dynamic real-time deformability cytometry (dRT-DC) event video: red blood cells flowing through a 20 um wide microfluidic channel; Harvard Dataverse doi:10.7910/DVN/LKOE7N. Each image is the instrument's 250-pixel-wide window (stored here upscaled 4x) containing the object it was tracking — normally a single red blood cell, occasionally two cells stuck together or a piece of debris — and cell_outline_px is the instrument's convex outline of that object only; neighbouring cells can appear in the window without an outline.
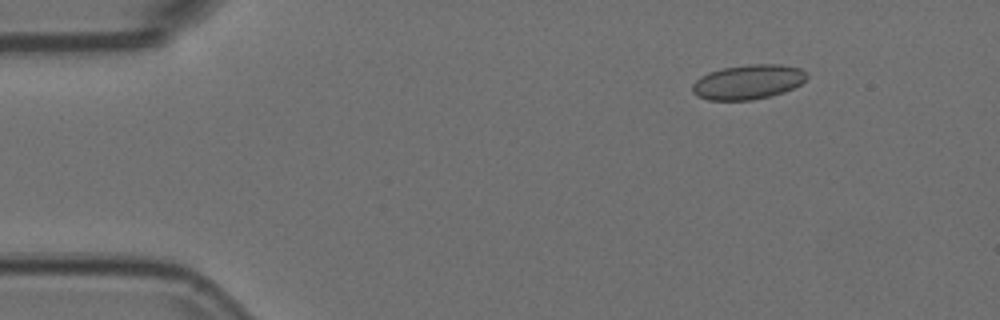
{"species": "Egyptian fruit bat (a non-hibernating species)", "species_latin": "Rousettus aegyptiacus", "temperature_condition": "room temperature", "stored_images_in_passage": 6, "segment_of_instrument_passage": [2, 2], "camera_frame_rate_fps": 3000, "um_per_image_px": 0.085, "animal": {"sex": "female"}, "frame": {"image": 1, "passage_image": 6, "time_ms": 1.667, "image_size_px": [1000, 320], "cell_outline_px": [[808, 76], [800, 84], [784, 92], [752, 100], [708, 100], [696, 96], [692, 92], [692, 84], [700, 76], [708, 72], [724, 68], [748, 64], [780, 64], [800, 68]], "centroid_in_image_um": [63.54, 6.97], "position_along_channel_um": 21.5, "area_um2": 23.06}}